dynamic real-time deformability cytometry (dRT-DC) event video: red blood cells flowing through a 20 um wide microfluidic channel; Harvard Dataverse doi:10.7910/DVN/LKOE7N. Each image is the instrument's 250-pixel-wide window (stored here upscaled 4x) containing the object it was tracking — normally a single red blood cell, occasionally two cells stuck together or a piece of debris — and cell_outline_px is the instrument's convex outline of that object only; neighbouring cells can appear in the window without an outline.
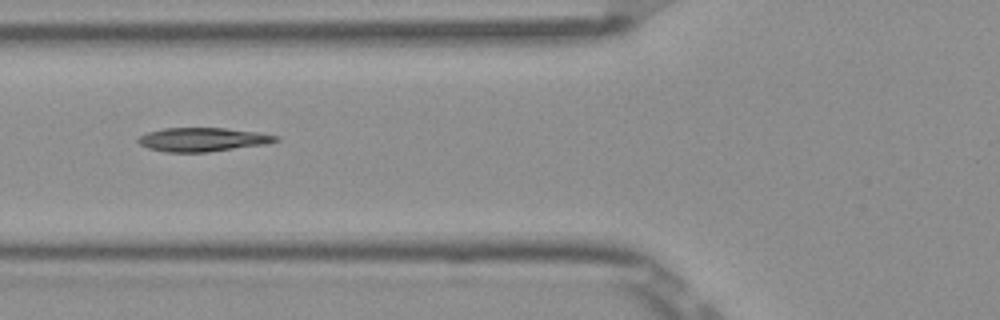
{"species": "Egyptian fruit bat (a non-hibernating species)", "species_latin": "Rousettus aegyptiacus", "temperature_condition": "room temperature", "stored_images_in_passage": 7, "camera_frame_rate_fps": 3000, "um_per_image_px": 0.085, "frame": {"image": 1, "passage_image": 4, "time_ms": 1.0, "image_size_px": [1000, 320], "cell_outline_px": [[280, 140], [268, 144], [208, 152], [164, 152], [148, 148], [140, 144], [136, 140], [140, 136], [148, 132], [164, 128], [224, 128], [256, 132], [280, 136]], "centroid_in_image_um": [17.25, 11.86], "position_along_channel_um": 108.6, "area_um2": 19.13}}
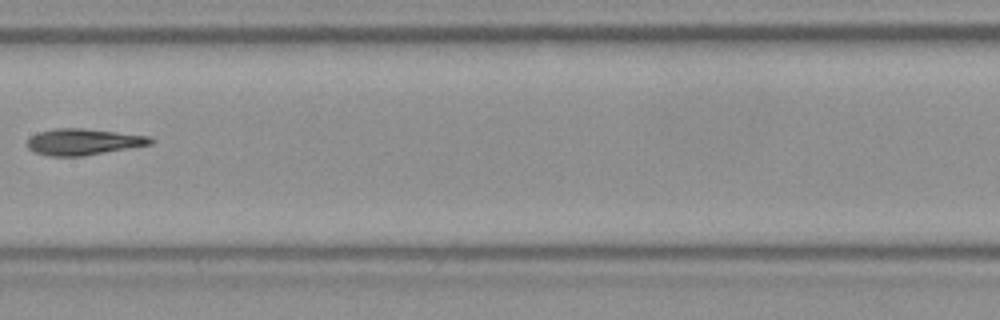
{"frame": {"image": 2, "passage_image": 6, "time_ms": 1.667, "image_size_px": [1000, 320], "cell_outline_px": [[156, 140], [152, 144], [80, 156], [48, 156], [36, 152], [28, 148], [28, 140], [36, 132], [56, 128], [84, 128], [152, 136]], "centroid_in_image_um": [7.11, 12.04], "position_along_channel_um": 200.3, "area_um2": 18.84}}
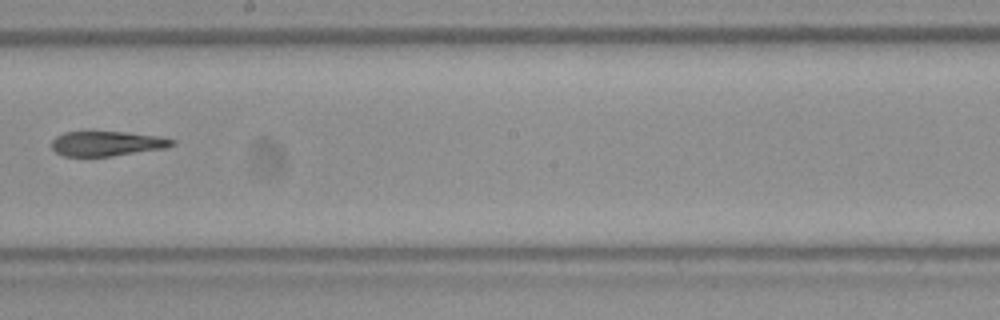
{"frame": {"image": 3, "passage_image": 7, "time_ms": 2.0, "image_size_px": [1000, 320], "cell_outline_px": [[176, 144], [164, 148], [112, 156], [64, 156], [56, 152], [52, 148], [52, 140], [56, 136], [64, 132], [88, 128], [92, 128], [128, 132], [160, 136], [176, 140]], "centroid_in_image_um": [9.05, 12.14], "position_along_channel_um": 239.2, "area_um2": 18.38}}